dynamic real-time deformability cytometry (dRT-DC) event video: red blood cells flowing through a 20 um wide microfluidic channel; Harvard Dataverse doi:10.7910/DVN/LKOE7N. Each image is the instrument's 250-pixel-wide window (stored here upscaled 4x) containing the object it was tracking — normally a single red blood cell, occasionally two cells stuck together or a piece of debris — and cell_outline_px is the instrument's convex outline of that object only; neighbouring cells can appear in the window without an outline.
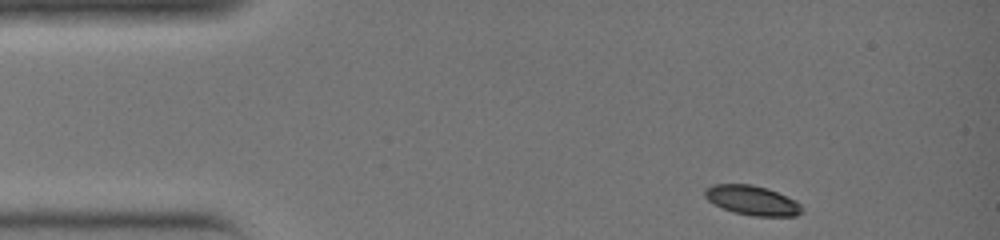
{"species": "common noctule bat (a hibernating species)", "species_latin": "Nyctalus noctula", "temperature_condition": "warm", "stored_images_in_passage": 30, "camera_frame_rate_fps": 3000, "um_per_image_px": 0.085, "animal": {"sex": "female", "body_mass_g": 19.0, "forearm_length_mm": 51.5}, "frame": {"image": 1, "passage_image": 1, "time_ms": 0.0, "image_size_px": [1000, 240], "cell_outline_px": [[804, 212], [796, 216], [752, 216], [732, 212], [708, 200], [704, 196], [704, 188], [712, 184], [752, 184], [768, 188], [796, 200], [804, 208]], "centroid_in_image_um": [63.96, 17.03], "position_along_channel_um": 21.0, "area_um2": 16.94}}
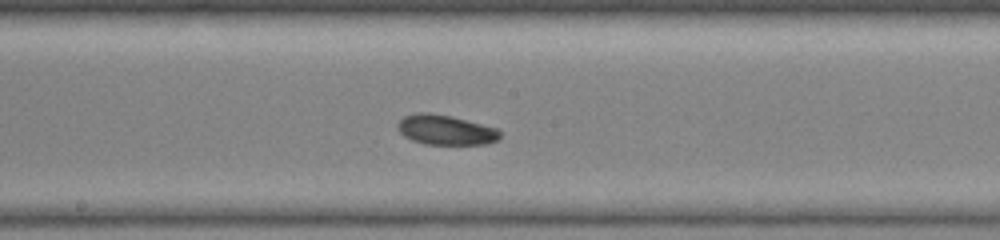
{"frame": {"image": 2, "passage_image": 16, "time_ms": 5.0, "image_size_px": [1000, 240], "cell_outline_px": [[500, 136], [496, 140], [488, 144], [424, 144], [412, 140], [404, 136], [396, 128], [396, 124], [404, 116], [416, 112], [432, 112], [452, 116], [496, 128], [500, 132]], "centroid_in_image_um": [37.83, 11.03], "position_along_channel_um": 210.4, "area_um2": 17.92}}
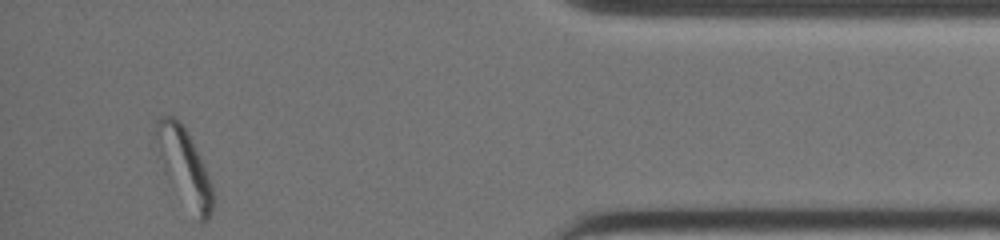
{"frame": {"image": 3, "passage_image": 30, "time_ms": 9.667, "image_size_px": [1000, 240], "cell_outline_px": [[216, 200], [212, 212], [208, 220], [204, 224], [200, 224], [196, 220], [168, 180], [164, 172], [152, 136], [156, 120], [160, 116], [176, 116], [180, 120], [188, 132], [212, 184]], "centroid_in_image_um": [15.65, 14.2], "position_along_channel_um": 419.6, "area_um2": 26.24}}